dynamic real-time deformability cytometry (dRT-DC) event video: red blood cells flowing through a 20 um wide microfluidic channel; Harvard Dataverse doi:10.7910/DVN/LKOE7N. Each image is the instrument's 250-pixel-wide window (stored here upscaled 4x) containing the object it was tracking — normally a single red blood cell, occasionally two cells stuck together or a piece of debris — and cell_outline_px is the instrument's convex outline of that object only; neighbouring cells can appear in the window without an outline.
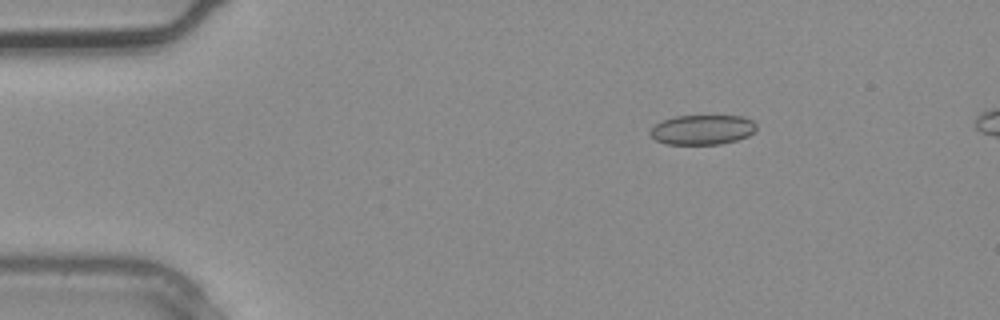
{"species": "common noctule bat (a hibernating species)", "species_latin": "Nyctalus noctula", "temperature_condition": "warm", "stored_images_in_passage": 3, "camera_frame_rate_fps": 3000, "um_per_image_px": 0.085, "animal": {"sex": "male", "body_mass_g": 20.4}, "frame": {"image": 1, "passage_image": 1, "time_ms": 0.0, "image_size_px": [1000, 320], "cell_outline_px": [[756, 128], [748, 136], [736, 140], [720, 144], [664, 144], [656, 140], [648, 132], [656, 124], [664, 120], [676, 116], [744, 116], [752, 120], [756, 124]], "centroid_in_image_um": [59.7, 11.03], "position_along_channel_um": 25.3, "area_um2": 18.32}}